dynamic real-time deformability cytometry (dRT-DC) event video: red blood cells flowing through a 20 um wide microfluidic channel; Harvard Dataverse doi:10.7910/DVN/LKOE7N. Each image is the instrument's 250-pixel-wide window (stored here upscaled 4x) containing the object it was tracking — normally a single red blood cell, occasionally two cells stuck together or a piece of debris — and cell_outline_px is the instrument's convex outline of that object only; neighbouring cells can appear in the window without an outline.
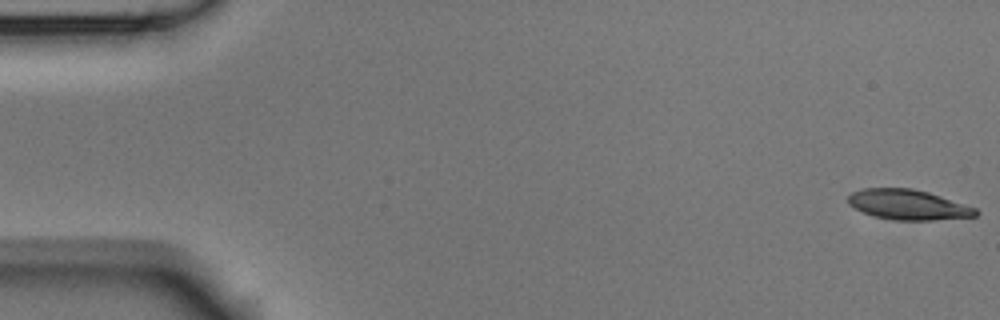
{"species": "Egyptian fruit bat (a non-hibernating species)", "species_latin": "Rousettus aegyptiacus", "temperature_condition": "room temperature", "stored_images_in_passage": 5, "camera_frame_rate_fps": 3000, "um_per_image_px": 0.085, "animal": {"sex": "male"}, "frame": {"image": 1, "passage_image": 1, "time_ms": 0.0, "image_size_px": [1000, 320], "cell_outline_px": [[980, 212], [976, 216], [932, 220], [892, 220], [876, 216], [864, 212], [848, 204], [848, 196], [852, 192], [864, 188], [912, 188], [928, 192], [976, 208]], "centroid_in_image_um": [77.19, 17.39], "position_along_channel_um": 7.8, "area_um2": 22.2}}
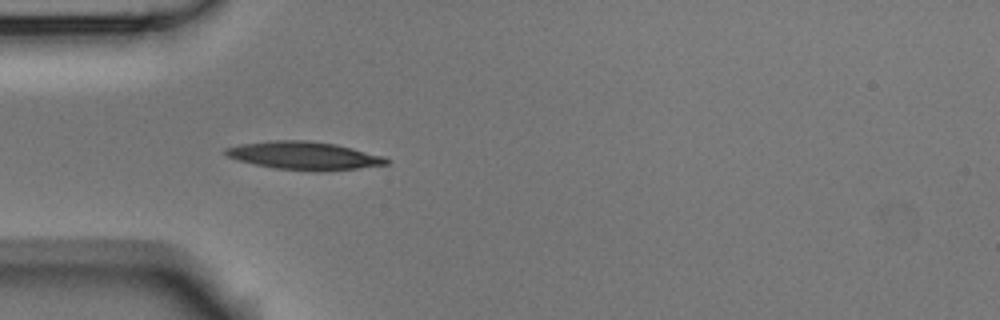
{"frame": {"image": 2, "passage_image": 5, "time_ms": 1.333, "image_size_px": [1000, 320], "cell_outline_px": [[392, 160], [388, 164], [356, 168], [316, 172], [276, 168], [256, 164], [240, 160], [228, 156], [224, 152], [224, 148], [240, 144], [272, 140], [308, 140], [336, 144], [384, 156]], "centroid_in_image_um": [25.88, 13.22], "position_along_channel_um": 59.1, "area_um2": 26.18}}